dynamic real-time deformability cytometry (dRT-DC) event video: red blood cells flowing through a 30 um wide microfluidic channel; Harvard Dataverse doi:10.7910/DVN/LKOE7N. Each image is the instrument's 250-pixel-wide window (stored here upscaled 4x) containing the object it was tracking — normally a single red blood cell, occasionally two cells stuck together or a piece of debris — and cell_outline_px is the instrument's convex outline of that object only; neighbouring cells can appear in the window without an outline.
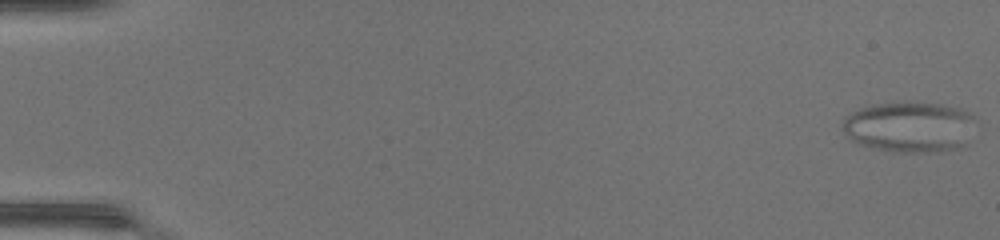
{"species": "common noctule bat (a hibernating species)", "species_latin": "Nyctalus noctula", "temperature_condition": "warm", "stored_images_in_passage": 48, "camera_frame_rate_fps": 3000, "um_per_image_px": 0.085, "animal": {"sex": "female", "body_mass_g": 17.0, "forearm_length_mm": 48.0}, "frame": {"image": 1, "passage_image": 1, "time_ms": 0.0, "image_size_px": [1000, 240], "cell_outline_px": [[976, 120], [960, 144], [956, 148], [936, 152], [892, 152], [876, 148], [852, 140], [840, 128], [844, 116], [860, 108], [872, 104], [940, 104], [960, 108], [968, 112]], "centroid_in_image_um": [77.23, 10.79], "position_along_channel_um": 7.8, "area_um2": 38.26}}
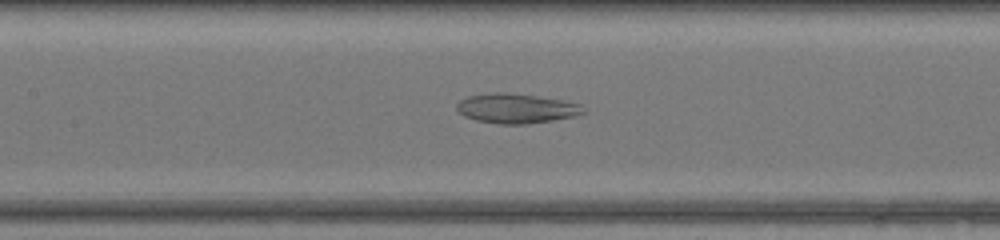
{"frame": {"image": 2, "passage_image": 24, "time_ms": 7.667, "image_size_px": [1000, 240], "cell_outline_px": [[584, 112], [576, 116], [552, 120], [524, 124], [500, 124], [476, 120], [464, 116], [456, 108], [456, 104], [460, 100], [468, 96], [488, 92], [504, 92], [536, 96], [560, 100], [580, 104]], "centroid_in_image_um": [43.83, 9.21], "position_along_channel_um": 163.6, "area_um2": 21.68}}
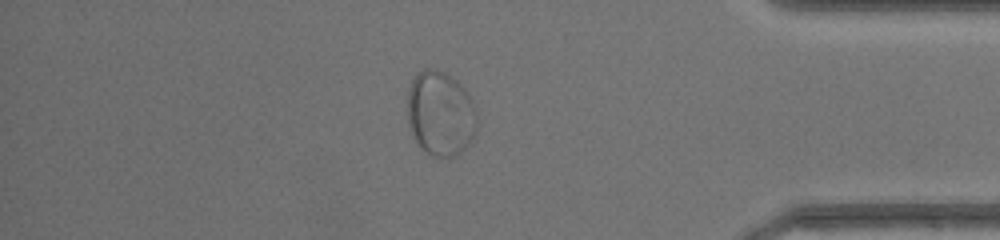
{"frame": {"image": 3, "passage_image": 42, "time_ms": 13.667, "image_size_px": [1000, 240], "cell_outline_px": [[476, 132], [472, 140], [456, 156], [432, 156], [412, 136], [408, 124], [408, 88], [416, 72], [424, 68], [432, 68], [444, 72], [456, 80], [464, 88], [472, 104], [476, 116]], "centroid_in_image_um": [37.41, 9.62], "position_along_channel_um": 397.8, "area_um2": 34.1}}